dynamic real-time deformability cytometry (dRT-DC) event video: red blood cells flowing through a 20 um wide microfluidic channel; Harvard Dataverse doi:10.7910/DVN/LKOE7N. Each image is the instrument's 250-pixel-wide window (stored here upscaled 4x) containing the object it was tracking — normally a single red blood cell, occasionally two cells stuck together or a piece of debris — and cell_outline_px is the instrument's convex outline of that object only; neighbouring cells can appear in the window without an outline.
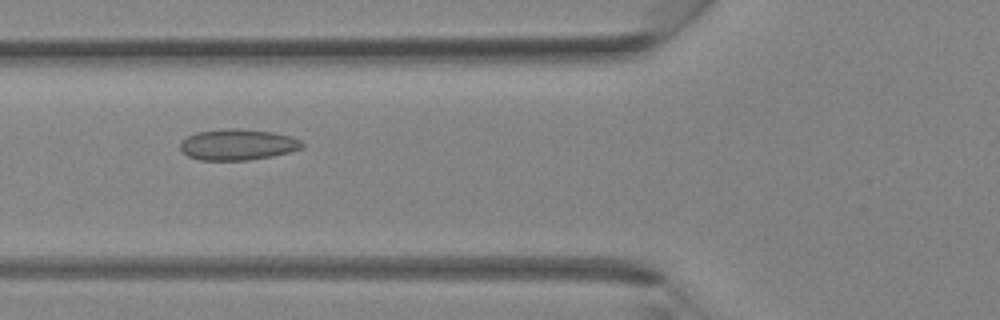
{"species": "Egyptian fruit bat (a non-hibernating species)", "species_latin": "Rousettus aegyptiacus", "temperature_condition": "room temperature", "stored_images_in_passage": 28, "camera_frame_rate_fps": 3000, "um_per_image_px": 0.085, "animal": {"sex": "female"}, "frame": {"image": 1, "passage_image": 5, "time_ms": 1.333, "image_size_px": [1000, 320], "cell_outline_px": [[304, 144], [300, 148], [288, 152], [272, 156], [248, 160], [200, 160], [188, 156], [180, 148], [180, 140], [196, 132], [220, 128], [232, 128], [272, 132], [292, 136], [300, 140]], "centroid_in_image_um": [20.16, 12.28], "position_along_channel_um": 105.6, "area_um2": 22.02}}
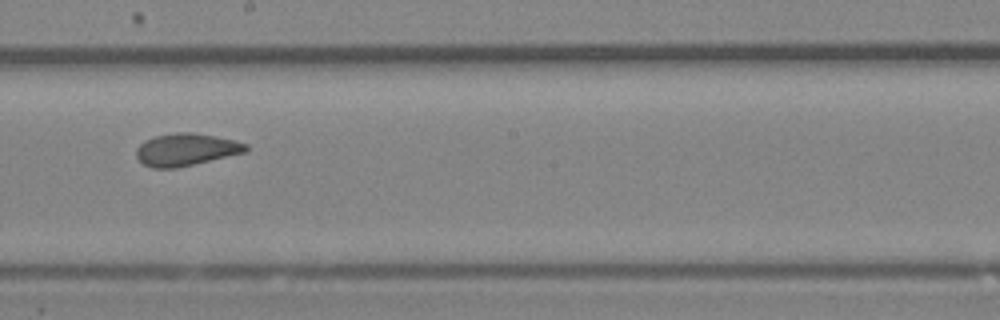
{"frame": {"image": 2, "passage_image": 12, "time_ms": 3.667, "image_size_px": [1000, 320], "cell_outline_px": [[248, 148], [244, 152], [176, 168], [152, 168], [144, 164], [136, 156], [136, 148], [144, 140], [156, 136], [176, 132], [188, 132], [212, 136], [232, 140], [248, 144]], "centroid_in_image_um": [15.76, 12.72], "position_along_channel_um": 232.4, "area_um2": 20.23}}
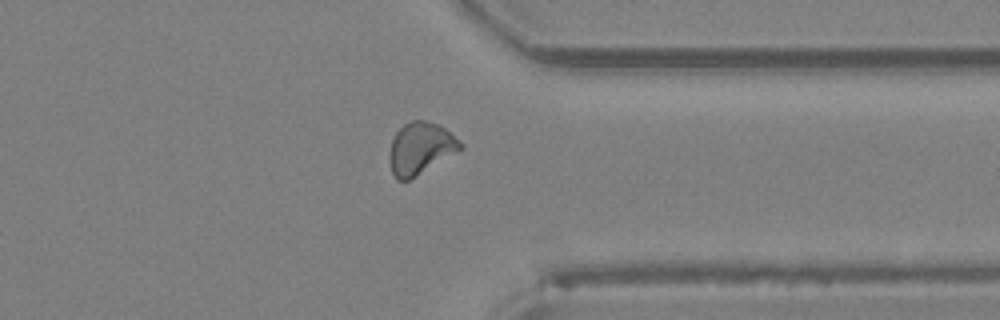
{"frame": {"image": 3, "passage_image": 20, "time_ms": 6.333, "image_size_px": [1000, 320], "cell_outline_px": [[464, 148], [408, 180], [396, 180], [392, 172], [388, 160], [388, 156], [392, 140], [396, 132], [404, 124], [412, 120], [424, 120], [436, 124], [444, 128], [460, 140], [464, 144]], "centroid_in_image_um": [35.73, 12.6], "position_along_channel_um": 375.7, "area_um2": 21.33}}